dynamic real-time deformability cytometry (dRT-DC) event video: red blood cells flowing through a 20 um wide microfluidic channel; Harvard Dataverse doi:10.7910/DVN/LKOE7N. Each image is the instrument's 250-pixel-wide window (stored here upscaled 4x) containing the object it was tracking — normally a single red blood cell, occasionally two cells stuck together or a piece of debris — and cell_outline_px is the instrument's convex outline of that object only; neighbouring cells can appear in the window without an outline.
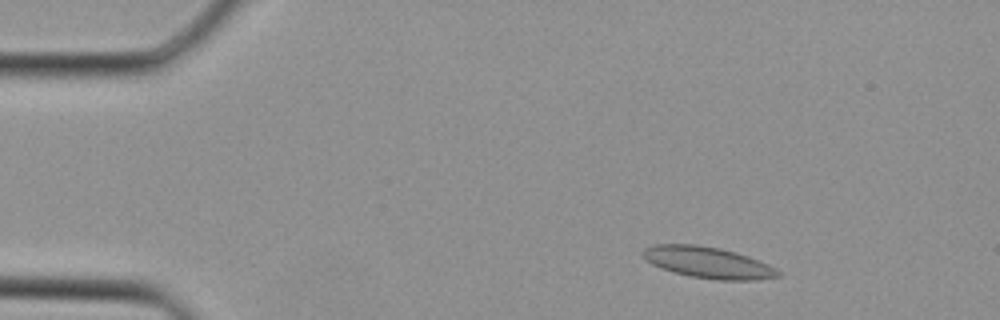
{"species": "Egyptian fruit bat (a non-hibernating species)", "species_latin": "Rousettus aegyptiacus", "temperature_condition": "cold", "stored_images_in_passage": 34, "camera_frame_rate_fps": 3000, "um_per_image_px": 0.085, "animal": {"sex": "female"}, "frame": {"image": 1, "passage_image": 3, "time_ms": 0.667, "image_size_px": [1000, 320], "cell_outline_px": [[780, 276], [752, 280], [716, 280], [692, 276], [672, 272], [660, 268], [652, 264], [644, 256], [644, 248], [656, 244], [696, 244], [720, 248], [736, 252], [748, 256], [768, 264], [776, 268], [780, 272]], "centroid_in_image_um": [60.19, 22.31], "position_along_channel_um": 24.8, "area_um2": 24.51}}
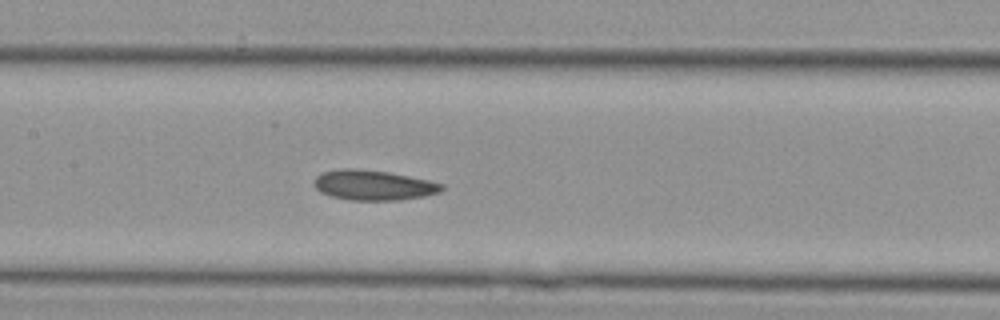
{"frame": {"image": 2, "passage_image": 15, "time_ms": 4.667, "image_size_px": [1000, 320], "cell_outline_px": [[444, 188], [440, 192], [424, 196], [400, 200], [348, 200], [328, 196], [320, 192], [316, 188], [316, 176], [324, 172], [344, 168], [356, 168], [388, 172], [428, 180], [444, 184]], "centroid_in_image_um": [31.75, 15.75], "position_along_channel_um": 175.6, "area_um2": 22.31}}
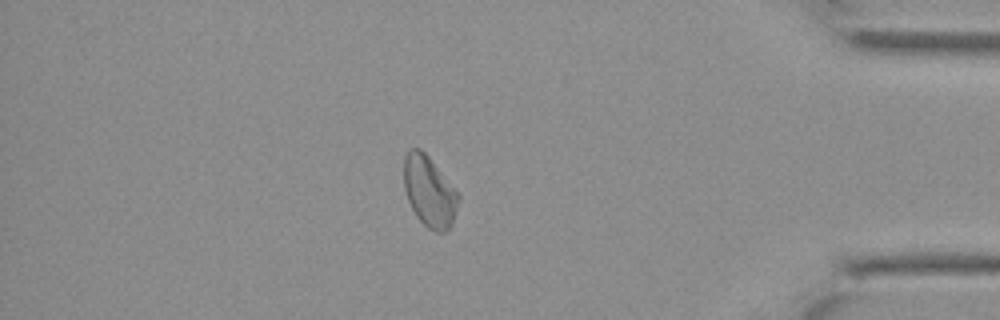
{"frame": {"image": 3, "passage_image": 29, "time_ms": 9.333, "image_size_px": [1000, 320], "cell_outline_px": [[460, 196], [452, 224], [444, 232], [436, 232], [428, 228], [416, 216], [408, 200], [404, 188], [404, 156], [408, 148], [420, 148], [428, 156]], "centroid_in_image_um": [36.47, 16.27], "position_along_channel_um": 398.7, "area_um2": 22.2}}